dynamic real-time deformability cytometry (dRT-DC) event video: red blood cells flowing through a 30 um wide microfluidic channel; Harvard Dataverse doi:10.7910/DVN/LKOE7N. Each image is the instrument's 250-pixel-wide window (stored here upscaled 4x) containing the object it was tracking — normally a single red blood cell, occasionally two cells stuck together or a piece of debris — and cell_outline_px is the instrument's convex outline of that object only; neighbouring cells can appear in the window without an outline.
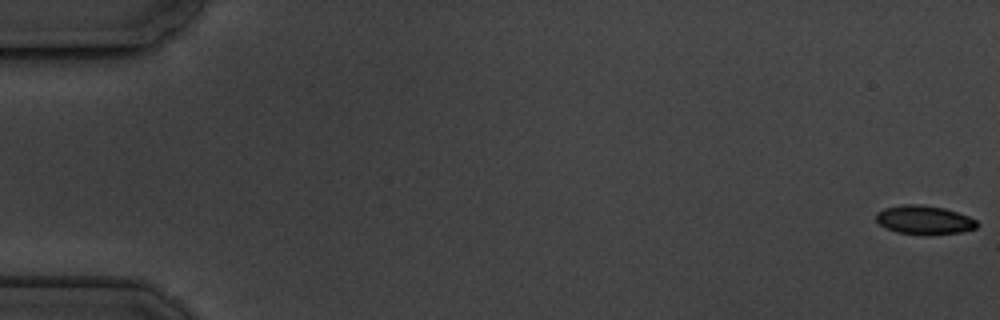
{"species": "common noctule bat (a hibernating species)", "species_latin": "Nyctalus noctula", "temperature_condition": "cold", "stored_images_in_passage": 6, "camera_frame_rate_fps": 3000, "um_per_image_px": 0.085, "animal": {"sex": "male", "body_mass_g": 19.5, "forearm_length_mm": 54.6}, "frame": {"image": 1, "passage_image": 1, "time_ms": 0.0, "image_size_px": [1000, 320], "cell_outline_px": [[980, 224], [976, 228], [960, 232], [928, 236], [924, 236], [896, 232], [880, 224], [876, 220], [876, 212], [884, 208], [904, 204], [920, 204], [944, 208], [968, 216], [976, 220]], "centroid_in_image_um": [78.56, 18.71], "position_along_channel_um": 6.4, "area_um2": 17.17}}